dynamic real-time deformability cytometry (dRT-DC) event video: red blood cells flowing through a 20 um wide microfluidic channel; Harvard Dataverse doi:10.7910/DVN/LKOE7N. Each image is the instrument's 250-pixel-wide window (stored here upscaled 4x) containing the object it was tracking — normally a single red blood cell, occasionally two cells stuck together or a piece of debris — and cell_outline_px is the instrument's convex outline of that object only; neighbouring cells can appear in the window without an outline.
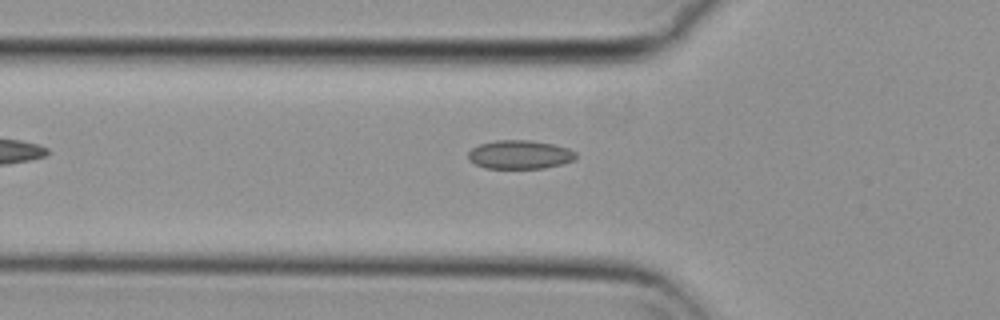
{"species": "common noctule bat (a hibernating species)", "species_latin": "Nyctalus noctula", "temperature_condition": "cold", "stored_images_in_passage": 40, "camera_frame_rate_fps": 3000, "um_per_image_px": 0.085, "animal": {"sex": "female", "body_mass_g": 29.2, "forearm_length_mm": 56.3}, "frame": {"image": 1, "passage_image": 3, "time_ms": 0.667, "image_size_px": [1000, 320], "cell_outline_px": [[576, 156], [572, 160], [564, 164], [544, 168], [484, 168], [468, 160], [468, 152], [472, 148], [480, 144], [496, 140], [532, 140], [552, 144], [568, 148], [576, 152]], "centroid_in_image_um": [44.17, 13.14], "position_along_channel_um": 81.6, "area_um2": 18.03}}
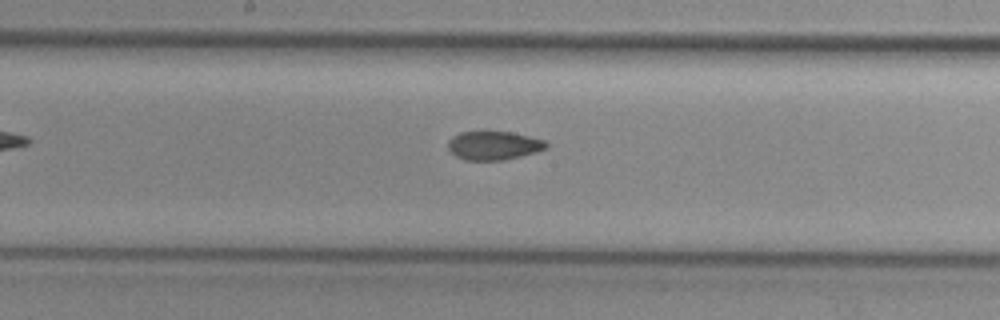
{"frame": {"image": 2, "passage_image": 13, "time_ms": 4.0, "image_size_px": [1000, 320], "cell_outline_px": [[548, 148], [536, 152], [504, 160], [464, 160], [456, 156], [448, 148], [448, 140], [452, 136], [460, 132], [512, 132], [544, 140], [548, 144]], "centroid_in_image_um": [41.96, 12.37], "position_along_channel_um": 206.2, "area_um2": 16.36}}
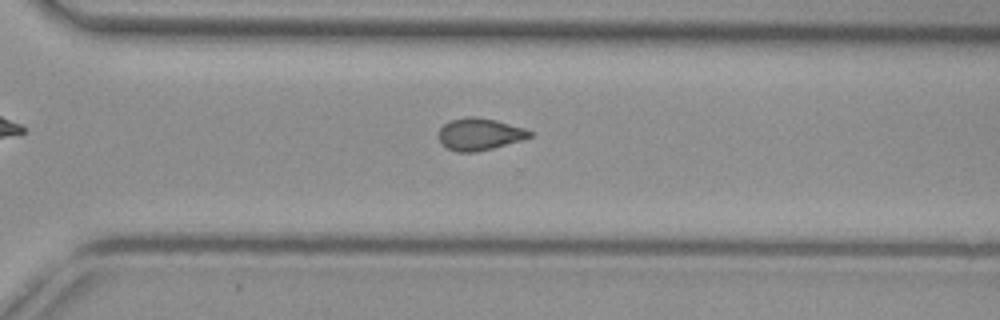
{"frame": {"image": 3, "passage_image": 23, "time_ms": 7.333, "image_size_px": [1000, 320], "cell_outline_px": [[532, 136], [524, 140], [476, 152], [456, 152], [440, 144], [436, 136], [436, 132], [448, 120], [468, 116], [476, 116], [496, 120], [524, 128], [532, 132]], "centroid_in_image_um": [40.71, 11.4], "position_along_channel_um": 329.9, "area_um2": 17.4}, "authors_computed_cell_mechanics": {"area_um2": 17.051, "velocity_mm_per_s": 3.7115, "shape_relaxation_time_tau1_ms": null, "shape_relaxation_time_tau2_ms": 2.6496, "deformation_change_tau1": null, "deformation_change_tau2": 0.0633}}